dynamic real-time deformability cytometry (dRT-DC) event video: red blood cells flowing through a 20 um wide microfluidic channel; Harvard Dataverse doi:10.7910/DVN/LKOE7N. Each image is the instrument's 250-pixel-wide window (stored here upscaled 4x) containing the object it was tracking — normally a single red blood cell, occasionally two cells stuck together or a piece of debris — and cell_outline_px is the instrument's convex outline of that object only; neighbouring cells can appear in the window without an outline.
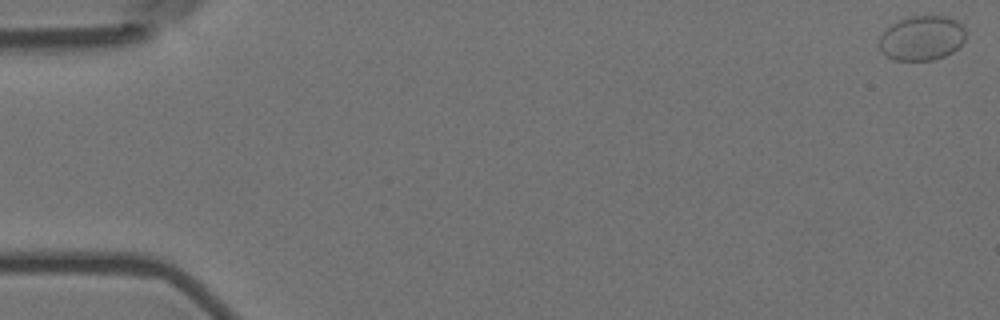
{"species": "Egyptian fruit bat (a non-hibernating species)", "species_latin": "Rousettus aegyptiacus", "temperature_condition": "room temperature", "stored_images_in_passage": 57, "camera_frame_rate_fps": 3000, "um_per_image_px": 0.085, "animal": {"sex": "female"}, "frame": {"image": 1, "passage_image": 1, "time_ms": 0.0, "image_size_px": [1000, 320], "cell_outline_px": [[964, 40], [952, 52], [944, 56], [932, 60], [892, 60], [884, 56], [880, 52], [880, 36], [892, 24], [908, 16], [948, 16], [964, 24]], "centroid_in_image_um": [78.34, 3.24], "position_along_channel_um": 6.7, "area_um2": 22.54}}
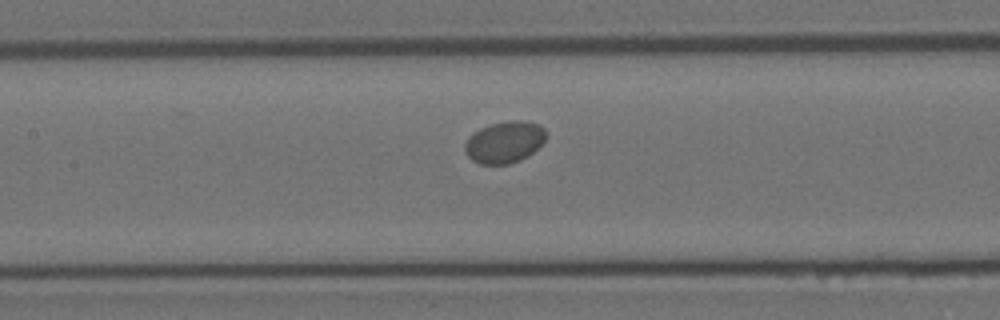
{"frame": {"image": 2, "passage_image": 27, "time_ms": 8.667, "image_size_px": [1000, 320], "cell_outline_px": [[544, 140], [528, 156], [520, 160], [508, 164], [480, 164], [472, 160], [464, 152], [464, 144], [468, 136], [472, 132], [480, 128], [492, 124], [512, 120], [520, 120], [540, 124], [544, 128]], "centroid_in_image_um": [42.83, 12.08], "position_along_channel_um": 164.6, "area_um2": 19.65}}
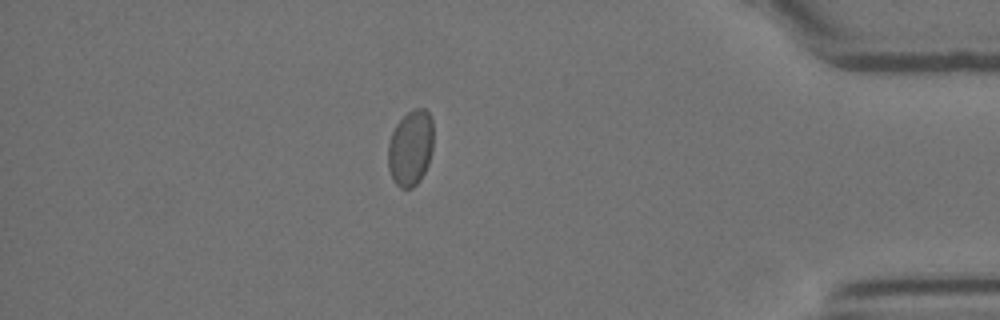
{"frame": {"image": 3, "passage_image": 50, "time_ms": 16.333, "image_size_px": [1000, 320], "cell_outline_px": [[432, 152], [428, 164], [420, 180], [412, 188], [400, 188], [392, 180], [388, 168], [388, 144], [392, 132], [396, 124], [412, 108], [424, 108], [428, 112], [432, 120]], "centroid_in_image_um": [34.88, 12.58], "position_along_channel_um": 400.3, "area_um2": 20.11}}